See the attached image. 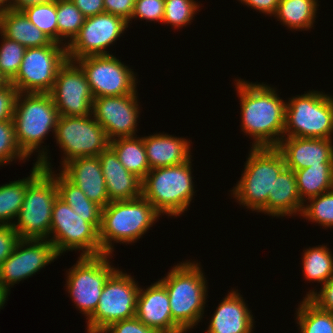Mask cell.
<instances>
[{
  "mask_svg": "<svg viewBox=\"0 0 333 333\" xmlns=\"http://www.w3.org/2000/svg\"><path fill=\"white\" fill-rule=\"evenodd\" d=\"M294 172L298 192L304 203L333 188V163H320Z\"/></svg>",
  "mask_w": 333,
  "mask_h": 333,
  "instance_id": "cell-30",
  "label": "cell"
},
{
  "mask_svg": "<svg viewBox=\"0 0 333 333\" xmlns=\"http://www.w3.org/2000/svg\"><path fill=\"white\" fill-rule=\"evenodd\" d=\"M53 235V236H52ZM48 240L60 255L66 250H81V256L102 255L99 231L75 213L59 196L54 201Z\"/></svg>",
  "mask_w": 333,
  "mask_h": 333,
  "instance_id": "cell-9",
  "label": "cell"
},
{
  "mask_svg": "<svg viewBox=\"0 0 333 333\" xmlns=\"http://www.w3.org/2000/svg\"><path fill=\"white\" fill-rule=\"evenodd\" d=\"M10 291L0 283V309L4 306Z\"/></svg>",
  "mask_w": 333,
  "mask_h": 333,
  "instance_id": "cell-49",
  "label": "cell"
},
{
  "mask_svg": "<svg viewBox=\"0 0 333 333\" xmlns=\"http://www.w3.org/2000/svg\"><path fill=\"white\" fill-rule=\"evenodd\" d=\"M139 289L131 275L116 269L104 284L86 329L103 331L115 322L135 317Z\"/></svg>",
  "mask_w": 333,
  "mask_h": 333,
  "instance_id": "cell-12",
  "label": "cell"
},
{
  "mask_svg": "<svg viewBox=\"0 0 333 333\" xmlns=\"http://www.w3.org/2000/svg\"><path fill=\"white\" fill-rule=\"evenodd\" d=\"M57 43L67 46L83 26L85 16L71 0H57ZM65 39H70L66 41ZM64 40V42H62ZM67 42V43H66Z\"/></svg>",
  "mask_w": 333,
  "mask_h": 333,
  "instance_id": "cell-34",
  "label": "cell"
},
{
  "mask_svg": "<svg viewBox=\"0 0 333 333\" xmlns=\"http://www.w3.org/2000/svg\"><path fill=\"white\" fill-rule=\"evenodd\" d=\"M75 62L82 68L94 98L129 95L136 91V74L113 54L90 55Z\"/></svg>",
  "mask_w": 333,
  "mask_h": 333,
  "instance_id": "cell-14",
  "label": "cell"
},
{
  "mask_svg": "<svg viewBox=\"0 0 333 333\" xmlns=\"http://www.w3.org/2000/svg\"><path fill=\"white\" fill-rule=\"evenodd\" d=\"M46 148L38 150V157L35 163L41 165L56 181L58 188V196L63 199L72 210L77 213L88 223H91L98 231L101 224L102 207L97 203L89 200L84 192L70 182L61 172L55 174L52 172V167L45 152Z\"/></svg>",
  "mask_w": 333,
  "mask_h": 333,
  "instance_id": "cell-24",
  "label": "cell"
},
{
  "mask_svg": "<svg viewBox=\"0 0 333 333\" xmlns=\"http://www.w3.org/2000/svg\"><path fill=\"white\" fill-rule=\"evenodd\" d=\"M333 139L283 137L276 148L287 168L295 171L320 163H333Z\"/></svg>",
  "mask_w": 333,
  "mask_h": 333,
  "instance_id": "cell-20",
  "label": "cell"
},
{
  "mask_svg": "<svg viewBox=\"0 0 333 333\" xmlns=\"http://www.w3.org/2000/svg\"><path fill=\"white\" fill-rule=\"evenodd\" d=\"M134 3L133 0H104L105 13L121 16L129 25Z\"/></svg>",
  "mask_w": 333,
  "mask_h": 333,
  "instance_id": "cell-45",
  "label": "cell"
},
{
  "mask_svg": "<svg viewBox=\"0 0 333 333\" xmlns=\"http://www.w3.org/2000/svg\"><path fill=\"white\" fill-rule=\"evenodd\" d=\"M128 28L123 17L102 13L86 17L79 33L67 47L68 60L90 55H110L106 49Z\"/></svg>",
  "mask_w": 333,
  "mask_h": 333,
  "instance_id": "cell-15",
  "label": "cell"
},
{
  "mask_svg": "<svg viewBox=\"0 0 333 333\" xmlns=\"http://www.w3.org/2000/svg\"><path fill=\"white\" fill-rule=\"evenodd\" d=\"M237 291L231 290L220 301L206 333H252L254 317Z\"/></svg>",
  "mask_w": 333,
  "mask_h": 333,
  "instance_id": "cell-23",
  "label": "cell"
},
{
  "mask_svg": "<svg viewBox=\"0 0 333 333\" xmlns=\"http://www.w3.org/2000/svg\"><path fill=\"white\" fill-rule=\"evenodd\" d=\"M136 93L137 90L129 95L94 98L92 115L104 128L109 141L137 136L140 106Z\"/></svg>",
  "mask_w": 333,
  "mask_h": 333,
  "instance_id": "cell-18",
  "label": "cell"
},
{
  "mask_svg": "<svg viewBox=\"0 0 333 333\" xmlns=\"http://www.w3.org/2000/svg\"><path fill=\"white\" fill-rule=\"evenodd\" d=\"M165 10V0H136L131 19L140 18L146 21L162 22Z\"/></svg>",
  "mask_w": 333,
  "mask_h": 333,
  "instance_id": "cell-40",
  "label": "cell"
},
{
  "mask_svg": "<svg viewBox=\"0 0 333 333\" xmlns=\"http://www.w3.org/2000/svg\"><path fill=\"white\" fill-rule=\"evenodd\" d=\"M109 146L117 154L121 164L130 172L143 180L150 171L146 149L141 137L118 138L109 141Z\"/></svg>",
  "mask_w": 333,
  "mask_h": 333,
  "instance_id": "cell-29",
  "label": "cell"
},
{
  "mask_svg": "<svg viewBox=\"0 0 333 333\" xmlns=\"http://www.w3.org/2000/svg\"><path fill=\"white\" fill-rule=\"evenodd\" d=\"M60 256L47 240L20 239L0 266V283L10 287L45 268Z\"/></svg>",
  "mask_w": 333,
  "mask_h": 333,
  "instance_id": "cell-17",
  "label": "cell"
},
{
  "mask_svg": "<svg viewBox=\"0 0 333 333\" xmlns=\"http://www.w3.org/2000/svg\"><path fill=\"white\" fill-rule=\"evenodd\" d=\"M54 135L56 143L65 155L61 161L62 166L77 157L98 156L109 146L104 128L92 114L88 116L60 115Z\"/></svg>",
  "mask_w": 333,
  "mask_h": 333,
  "instance_id": "cell-13",
  "label": "cell"
},
{
  "mask_svg": "<svg viewBox=\"0 0 333 333\" xmlns=\"http://www.w3.org/2000/svg\"><path fill=\"white\" fill-rule=\"evenodd\" d=\"M57 0H11V9L16 11H22L30 6L47 4Z\"/></svg>",
  "mask_w": 333,
  "mask_h": 333,
  "instance_id": "cell-48",
  "label": "cell"
},
{
  "mask_svg": "<svg viewBox=\"0 0 333 333\" xmlns=\"http://www.w3.org/2000/svg\"><path fill=\"white\" fill-rule=\"evenodd\" d=\"M111 256L110 254L80 256L67 273L65 284L67 292L78 310L87 317L86 319L95 312L107 279L119 269L110 265Z\"/></svg>",
  "mask_w": 333,
  "mask_h": 333,
  "instance_id": "cell-10",
  "label": "cell"
},
{
  "mask_svg": "<svg viewBox=\"0 0 333 333\" xmlns=\"http://www.w3.org/2000/svg\"><path fill=\"white\" fill-rule=\"evenodd\" d=\"M333 98L309 91L286 101L284 137L332 139Z\"/></svg>",
  "mask_w": 333,
  "mask_h": 333,
  "instance_id": "cell-7",
  "label": "cell"
},
{
  "mask_svg": "<svg viewBox=\"0 0 333 333\" xmlns=\"http://www.w3.org/2000/svg\"><path fill=\"white\" fill-rule=\"evenodd\" d=\"M191 160L151 169L142 180V196L160 214L177 217L188 210L195 194Z\"/></svg>",
  "mask_w": 333,
  "mask_h": 333,
  "instance_id": "cell-5",
  "label": "cell"
},
{
  "mask_svg": "<svg viewBox=\"0 0 333 333\" xmlns=\"http://www.w3.org/2000/svg\"><path fill=\"white\" fill-rule=\"evenodd\" d=\"M199 8L194 0H165L162 24H170L175 29L187 26Z\"/></svg>",
  "mask_w": 333,
  "mask_h": 333,
  "instance_id": "cell-38",
  "label": "cell"
},
{
  "mask_svg": "<svg viewBox=\"0 0 333 333\" xmlns=\"http://www.w3.org/2000/svg\"><path fill=\"white\" fill-rule=\"evenodd\" d=\"M27 157L20 150L15 138V126L13 120L0 121V165L8 164Z\"/></svg>",
  "mask_w": 333,
  "mask_h": 333,
  "instance_id": "cell-39",
  "label": "cell"
},
{
  "mask_svg": "<svg viewBox=\"0 0 333 333\" xmlns=\"http://www.w3.org/2000/svg\"><path fill=\"white\" fill-rule=\"evenodd\" d=\"M28 20L53 42L57 43L56 1L27 7L22 10Z\"/></svg>",
  "mask_w": 333,
  "mask_h": 333,
  "instance_id": "cell-36",
  "label": "cell"
},
{
  "mask_svg": "<svg viewBox=\"0 0 333 333\" xmlns=\"http://www.w3.org/2000/svg\"><path fill=\"white\" fill-rule=\"evenodd\" d=\"M195 262L177 263L159 280L166 288L173 322L184 332L198 325L204 314L207 280Z\"/></svg>",
  "mask_w": 333,
  "mask_h": 333,
  "instance_id": "cell-2",
  "label": "cell"
},
{
  "mask_svg": "<svg viewBox=\"0 0 333 333\" xmlns=\"http://www.w3.org/2000/svg\"><path fill=\"white\" fill-rule=\"evenodd\" d=\"M88 333H158L155 329L147 327L136 316L115 322L103 331L87 330Z\"/></svg>",
  "mask_w": 333,
  "mask_h": 333,
  "instance_id": "cell-41",
  "label": "cell"
},
{
  "mask_svg": "<svg viewBox=\"0 0 333 333\" xmlns=\"http://www.w3.org/2000/svg\"><path fill=\"white\" fill-rule=\"evenodd\" d=\"M300 333H333V313L319 309L304 298L296 311Z\"/></svg>",
  "mask_w": 333,
  "mask_h": 333,
  "instance_id": "cell-33",
  "label": "cell"
},
{
  "mask_svg": "<svg viewBox=\"0 0 333 333\" xmlns=\"http://www.w3.org/2000/svg\"><path fill=\"white\" fill-rule=\"evenodd\" d=\"M98 158L106 182L109 202L131 200L142 196V180L130 173L108 146Z\"/></svg>",
  "mask_w": 333,
  "mask_h": 333,
  "instance_id": "cell-22",
  "label": "cell"
},
{
  "mask_svg": "<svg viewBox=\"0 0 333 333\" xmlns=\"http://www.w3.org/2000/svg\"><path fill=\"white\" fill-rule=\"evenodd\" d=\"M2 37L0 45V72L11 82L19 72L26 47L7 37Z\"/></svg>",
  "mask_w": 333,
  "mask_h": 333,
  "instance_id": "cell-37",
  "label": "cell"
},
{
  "mask_svg": "<svg viewBox=\"0 0 333 333\" xmlns=\"http://www.w3.org/2000/svg\"><path fill=\"white\" fill-rule=\"evenodd\" d=\"M304 202L301 200L295 172L285 167L269 193L267 201V214L270 216H292L302 213Z\"/></svg>",
  "mask_w": 333,
  "mask_h": 333,
  "instance_id": "cell-26",
  "label": "cell"
},
{
  "mask_svg": "<svg viewBox=\"0 0 333 333\" xmlns=\"http://www.w3.org/2000/svg\"><path fill=\"white\" fill-rule=\"evenodd\" d=\"M17 89L9 83L0 89V121L13 120Z\"/></svg>",
  "mask_w": 333,
  "mask_h": 333,
  "instance_id": "cell-43",
  "label": "cell"
},
{
  "mask_svg": "<svg viewBox=\"0 0 333 333\" xmlns=\"http://www.w3.org/2000/svg\"><path fill=\"white\" fill-rule=\"evenodd\" d=\"M86 17L105 13L104 0H71Z\"/></svg>",
  "mask_w": 333,
  "mask_h": 333,
  "instance_id": "cell-46",
  "label": "cell"
},
{
  "mask_svg": "<svg viewBox=\"0 0 333 333\" xmlns=\"http://www.w3.org/2000/svg\"><path fill=\"white\" fill-rule=\"evenodd\" d=\"M135 316L158 333H184L173 322L169 296L160 281H156L144 290L139 289Z\"/></svg>",
  "mask_w": 333,
  "mask_h": 333,
  "instance_id": "cell-19",
  "label": "cell"
},
{
  "mask_svg": "<svg viewBox=\"0 0 333 333\" xmlns=\"http://www.w3.org/2000/svg\"><path fill=\"white\" fill-rule=\"evenodd\" d=\"M10 82L6 79V77L0 72V89L7 86Z\"/></svg>",
  "mask_w": 333,
  "mask_h": 333,
  "instance_id": "cell-51",
  "label": "cell"
},
{
  "mask_svg": "<svg viewBox=\"0 0 333 333\" xmlns=\"http://www.w3.org/2000/svg\"><path fill=\"white\" fill-rule=\"evenodd\" d=\"M305 298H308L319 309L333 313V276L322 285L319 292L310 290Z\"/></svg>",
  "mask_w": 333,
  "mask_h": 333,
  "instance_id": "cell-42",
  "label": "cell"
},
{
  "mask_svg": "<svg viewBox=\"0 0 333 333\" xmlns=\"http://www.w3.org/2000/svg\"><path fill=\"white\" fill-rule=\"evenodd\" d=\"M243 5L250 6L252 9L258 10L263 14L271 15V17L276 13L278 4L280 0H238Z\"/></svg>",
  "mask_w": 333,
  "mask_h": 333,
  "instance_id": "cell-47",
  "label": "cell"
},
{
  "mask_svg": "<svg viewBox=\"0 0 333 333\" xmlns=\"http://www.w3.org/2000/svg\"><path fill=\"white\" fill-rule=\"evenodd\" d=\"M67 60V47L56 42L27 48L19 72L10 83L18 93H49Z\"/></svg>",
  "mask_w": 333,
  "mask_h": 333,
  "instance_id": "cell-11",
  "label": "cell"
},
{
  "mask_svg": "<svg viewBox=\"0 0 333 333\" xmlns=\"http://www.w3.org/2000/svg\"><path fill=\"white\" fill-rule=\"evenodd\" d=\"M60 168V172L79 187L89 200L102 208L110 203L98 156L77 157Z\"/></svg>",
  "mask_w": 333,
  "mask_h": 333,
  "instance_id": "cell-21",
  "label": "cell"
},
{
  "mask_svg": "<svg viewBox=\"0 0 333 333\" xmlns=\"http://www.w3.org/2000/svg\"><path fill=\"white\" fill-rule=\"evenodd\" d=\"M58 196L55 179L44 169L26 188L25 197L12 227L20 239L47 240L52 209Z\"/></svg>",
  "mask_w": 333,
  "mask_h": 333,
  "instance_id": "cell-8",
  "label": "cell"
},
{
  "mask_svg": "<svg viewBox=\"0 0 333 333\" xmlns=\"http://www.w3.org/2000/svg\"><path fill=\"white\" fill-rule=\"evenodd\" d=\"M11 9V0H0V12Z\"/></svg>",
  "mask_w": 333,
  "mask_h": 333,
  "instance_id": "cell-50",
  "label": "cell"
},
{
  "mask_svg": "<svg viewBox=\"0 0 333 333\" xmlns=\"http://www.w3.org/2000/svg\"><path fill=\"white\" fill-rule=\"evenodd\" d=\"M242 131L254 141L252 147H276L284 137L286 103L264 83L237 79Z\"/></svg>",
  "mask_w": 333,
  "mask_h": 333,
  "instance_id": "cell-1",
  "label": "cell"
},
{
  "mask_svg": "<svg viewBox=\"0 0 333 333\" xmlns=\"http://www.w3.org/2000/svg\"><path fill=\"white\" fill-rule=\"evenodd\" d=\"M159 216L161 214L143 196L108 203L102 208L99 228L102 254L112 255V241L120 244L136 242Z\"/></svg>",
  "mask_w": 333,
  "mask_h": 333,
  "instance_id": "cell-3",
  "label": "cell"
},
{
  "mask_svg": "<svg viewBox=\"0 0 333 333\" xmlns=\"http://www.w3.org/2000/svg\"><path fill=\"white\" fill-rule=\"evenodd\" d=\"M308 200L310 203L303 206L301 216L324 228H333V188Z\"/></svg>",
  "mask_w": 333,
  "mask_h": 333,
  "instance_id": "cell-35",
  "label": "cell"
},
{
  "mask_svg": "<svg viewBox=\"0 0 333 333\" xmlns=\"http://www.w3.org/2000/svg\"><path fill=\"white\" fill-rule=\"evenodd\" d=\"M318 0H280L274 17L283 25L296 30L313 27Z\"/></svg>",
  "mask_w": 333,
  "mask_h": 333,
  "instance_id": "cell-31",
  "label": "cell"
},
{
  "mask_svg": "<svg viewBox=\"0 0 333 333\" xmlns=\"http://www.w3.org/2000/svg\"><path fill=\"white\" fill-rule=\"evenodd\" d=\"M148 164L151 169L178 165L189 161L192 157L190 140L168 134L144 136Z\"/></svg>",
  "mask_w": 333,
  "mask_h": 333,
  "instance_id": "cell-25",
  "label": "cell"
},
{
  "mask_svg": "<svg viewBox=\"0 0 333 333\" xmlns=\"http://www.w3.org/2000/svg\"><path fill=\"white\" fill-rule=\"evenodd\" d=\"M44 170L35 163L30 176L0 186V225L12 226L24 201L27 186Z\"/></svg>",
  "mask_w": 333,
  "mask_h": 333,
  "instance_id": "cell-28",
  "label": "cell"
},
{
  "mask_svg": "<svg viewBox=\"0 0 333 333\" xmlns=\"http://www.w3.org/2000/svg\"><path fill=\"white\" fill-rule=\"evenodd\" d=\"M0 34L26 48L43 47L53 42L22 11L12 9L0 12Z\"/></svg>",
  "mask_w": 333,
  "mask_h": 333,
  "instance_id": "cell-27",
  "label": "cell"
},
{
  "mask_svg": "<svg viewBox=\"0 0 333 333\" xmlns=\"http://www.w3.org/2000/svg\"><path fill=\"white\" fill-rule=\"evenodd\" d=\"M19 240V235L12 226L0 225V266L14 251Z\"/></svg>",
  "mask_w": 333,
  "mask_h": 333,
  "instance_id": "cell-44",
  "label": "cell"
},
{
  "mask_svg": "<svg viewBox=\"0 0 333 333\" xmlns=\"http://www.w3.org/2000/svg\"><path fill=\"white\" fill-rule=\"evenodd\" d=\"M59 112L49 93H18L13 122L16 142L29 158L44 143L46 135L55 133Z\"/></svg>",
  "mask_w": 333,
  "mask_h": 333,
  "instance_id": "cell-6",
  "label": "cell"
},
{
  "mask_svg": "<svg viewBox=\"0 0 333 333\" xmlns=\"http://www.w3.org/2000/svg\"><path fill=\"white\" fill-rule=\"evenodd\" d=\"M240 181L231 194L240 205L267 213L269 193L280 172L286 167L281 152L276 147H251Z\"/></svg>",
  "mask_w": 333,
  "mask_h": 333,
  "instance_id": "cell-4",
  "label": "cell"
},
{
  "mask_svg": "<svg viewBox=\"0 0 333 333\" xmlns=\"http://www.w3.org/2000/svg\"><path fill=\"white\" fill-rule=\"evenodd\" d=\"M63 116H88L92 114L94 97L82 68L67 60L56 75L55 84L49 92Z\"/></svg>",
  "mask_w": 333,
  "mask_h": 333,
  "instance_id": "cell-16",
  "label": "cell"
},
{
  "mask_svg": "<svg viewBox=\"0 0 333 333\" xmlns=\"http://www.w3.org/2000/svg\"><path fill=\"white\" fill-rule=\"evenodd\" d=\"M303 251V275L309 281L324 285L333 276L332 252L324 245L309 247Z\"/></svg>",
  "mask_w": 333,
  "mask_h": 333,
  "instance_id": "cell-32",
  "label": "cell"
}]
</instances>
